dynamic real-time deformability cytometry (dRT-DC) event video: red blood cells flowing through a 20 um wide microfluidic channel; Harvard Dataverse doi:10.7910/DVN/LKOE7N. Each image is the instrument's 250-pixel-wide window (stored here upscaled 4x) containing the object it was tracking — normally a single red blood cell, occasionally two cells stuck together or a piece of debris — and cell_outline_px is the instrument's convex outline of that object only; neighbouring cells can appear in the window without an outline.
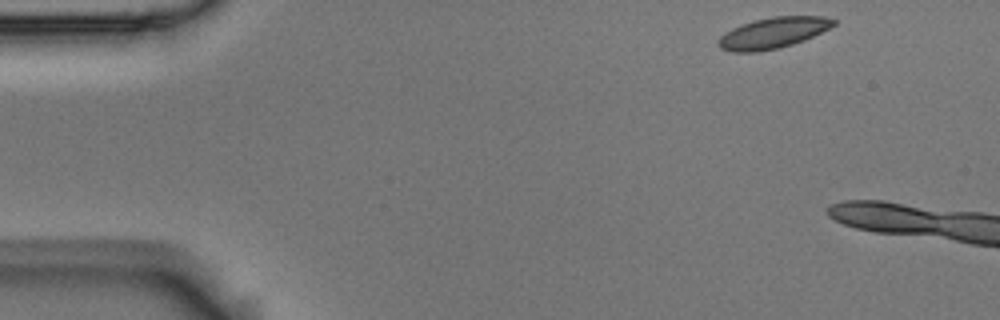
{"species": "Egyptian fruit bat (a non-hibernating species)", "species_latin": "Rousettus aegyptiacus", "temperature_condition": "room temperature", "stored_images_in_passage": 2, "camera_frame_rate_fps": 3000, "um_per_image_px": 0.085, "animal": {"sex": "male"}, "frame": {"image": 1, "passage_image": 1, "time_ms": 0.0, "image_size_px": [1000, 320], "cell_outline_px": [[836, 24], [804, 40], [780, 48], [760, 52], [732, 52], [720, 48], [716, 44], [716, 40], [724, 32], [740, 24], [752, 20], [772, 16], [824, 16], [836, 20]], "centroid_in_image_um": [65.64, 2.8], "position_along_channel_um": 19.4, "area_um2": 21.04}}